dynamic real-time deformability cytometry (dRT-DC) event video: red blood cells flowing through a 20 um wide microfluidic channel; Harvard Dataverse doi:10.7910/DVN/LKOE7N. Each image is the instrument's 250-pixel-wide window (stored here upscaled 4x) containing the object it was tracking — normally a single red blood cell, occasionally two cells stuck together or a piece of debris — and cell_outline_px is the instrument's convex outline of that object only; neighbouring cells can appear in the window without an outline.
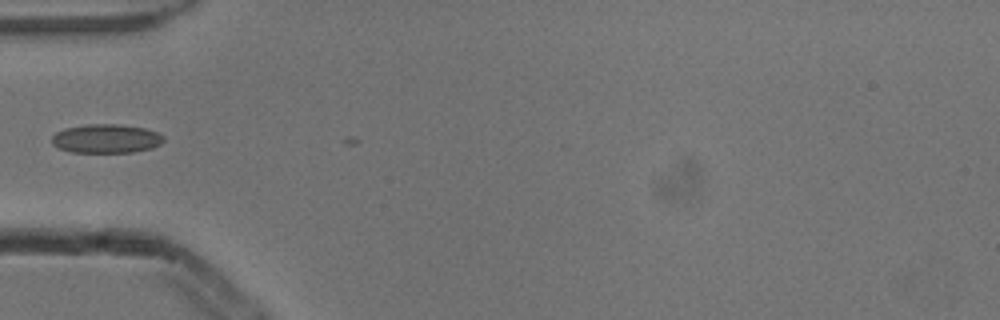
{"species": "common noctule bat (a hibernating species)", "species_latin": "Nyctalus noctula", "temperature_condition": "cold", "stored_images_in_passage": 3, "camera_frame_rate_fps": 3000, "um_per_image_px": 0.085, "animal": {"sex": "male", "body_mass_g": 13.3}, "frame": {"image": 1, "passage_image": 3, "time_ms": 0.667, "image_size_px": [1000, 320], "cell_outline_px": [[164, 140], [160, 144], [152, 148], [132, 152], [68, 152], [52, 144], [52, 136], [56, 132], [64, 128], [88, 124], [120, 124], [144, 128], [156, 132], [164, 136]], "centroid_in_image_um": [9.01, 11.78], "position_along_channel_um": 76.0, "area_um2": 18.84}}